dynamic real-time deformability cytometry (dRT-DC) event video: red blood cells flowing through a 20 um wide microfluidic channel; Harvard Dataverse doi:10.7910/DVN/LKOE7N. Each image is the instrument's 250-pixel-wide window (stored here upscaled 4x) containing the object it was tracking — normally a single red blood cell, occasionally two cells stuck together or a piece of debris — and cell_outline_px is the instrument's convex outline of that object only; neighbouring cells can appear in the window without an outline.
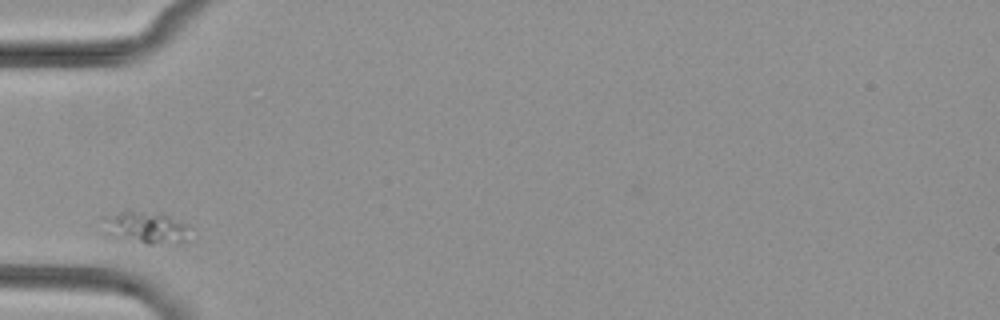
{"species": "common noctule bat (a hibernating species)", "species_latin": "Nyctalus noctula", "temperature_condition": "cold", "stored_images_in_passage": 3, "camera_frame_rate_fps": 3000, "um_per_image_px": 0.085, "animal": {"sex": "female", "body_mass_g": 29.2, "forearm_length_mm": 56.3}, "frame": {"image": 1, "passage_image": 1, "time_ms": 0.0, "image_size_px": [1000, 320], "cell_outline_px": [[188, 240], [180, 244], [148, 244], [108, 236], [104, 232], [104, 216], [120, 212], [164, 212], [188, 224]], "centroid_in_image_um": [12.45, 19.36], "position_along_channel_um": 72.5, "area_um2": 16.59}}
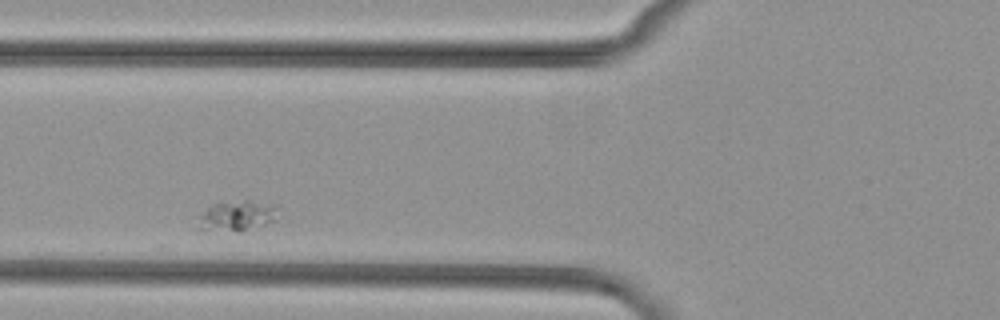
{"frame": {"image": 2, "passage_image": 2, "time_ms": 1.0, "image_size_px": [1000, 320], "cell_outline_px": [[276, 220], [240, 232], [196, 228], [192, 216], [212, 204], [244, 200], [248, 200], [276, 204]], "centroid_in_image_um": [20.01, 18.34], "position_along_channel_um": 105.8, "area_um2": 14.62}}